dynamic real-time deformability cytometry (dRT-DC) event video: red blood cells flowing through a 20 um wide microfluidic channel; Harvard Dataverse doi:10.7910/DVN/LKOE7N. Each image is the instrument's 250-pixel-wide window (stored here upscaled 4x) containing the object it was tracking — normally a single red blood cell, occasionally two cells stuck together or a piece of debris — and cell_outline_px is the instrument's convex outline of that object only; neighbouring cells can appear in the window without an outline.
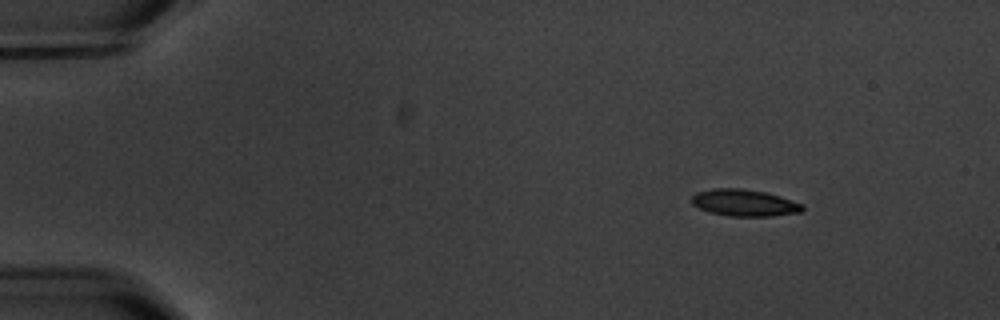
{"species": "common noctule bat (a hibernating species)", "species_latin": "Nyctalus noctula", "temperature_condition": "warm", "stored_images_in_passage": 5, "camera_frame_rate_fps": 3000, "um_per_image_px": 0.085, "animal": {"sex": "male", "body_mass_g": 20.1, "forearm_length_mm": 53.5}, "frame": {"image": 1, "passage_image": 2, "time_ms": 1.333, "image_size_px": [1000, 320], "cell_outline_px": [[804, 208], [800, 212], [772, 216], [728, 216], [708, 212], [692, 204], [692, 196], [696, 192], [712, 188], [744, 188], [764, 192], [780, 196], [804, 204]], "centroid_in_image_um": [63.26, 17.23], "position_along_channel_um": 21.7, "area_um2": 17.4}}
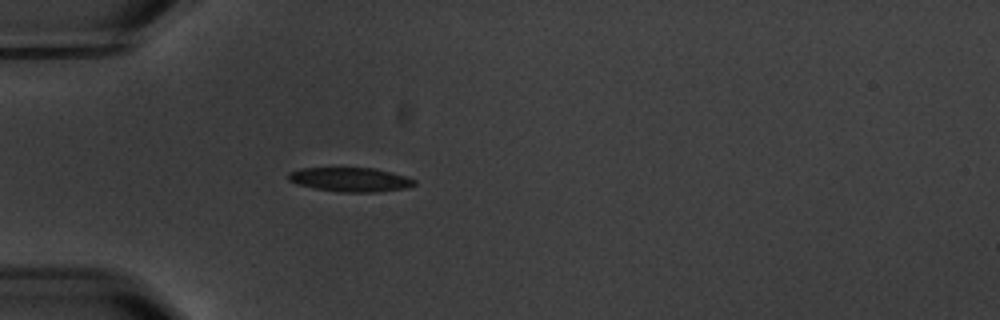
{"frame": {"image": 2, "passage_image": 5, "time_ms": 4.667, "image_size_px": [1000, 320], "cell_outline_px": [[416, 184], [404, 188], [376, 192], [340, 192], [316, 188], [296, 184], [288, 180], [288, 172], [300, 168], [376, 168], [392, 172], [416, 180]], "centroid_in_image_um": [29.75, 15.25], "position_along_channel_um": 55.2, "area_um2": 17.69}}